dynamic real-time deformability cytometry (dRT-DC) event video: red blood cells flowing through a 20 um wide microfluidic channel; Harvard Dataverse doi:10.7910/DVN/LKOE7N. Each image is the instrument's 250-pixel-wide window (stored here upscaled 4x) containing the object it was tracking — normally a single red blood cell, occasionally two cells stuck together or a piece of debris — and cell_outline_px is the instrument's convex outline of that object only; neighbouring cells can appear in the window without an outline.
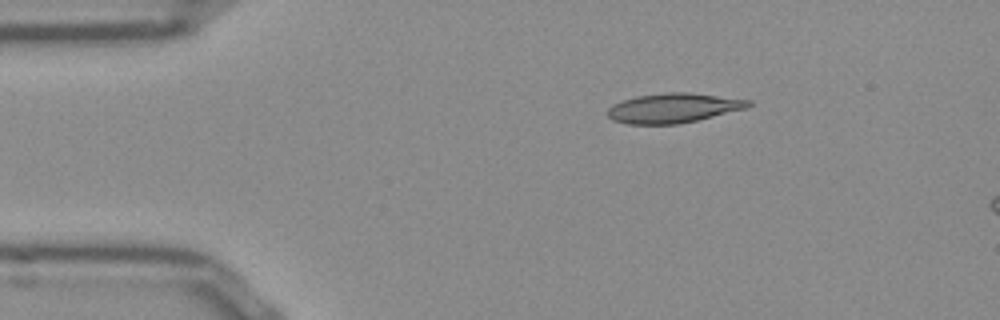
{"species": "Egyptian fruit bat (a non-hibernating species)", "species_latin": "Rousettus aegyptiacus", "temperature_condition": "room temperature", "stored_images_in_passage": 6, "camera_frame_rate_fps": 3000, "um_per_image_px": 0.085, "frame": {"image": 1, "passage_image": 1, "time_ms": 0.0, "image_size_px": [1000, 320], "cell_outline_px": [[752, 104], [744, 108], [696, 120], [676, 124], [628, 124], [612, 120], [608, 116], [608, 108], [612, 104], [636, 96], [668, 92], [688, 92], [752, 100]], "centroid_in_image_um": [57.19, 9.17], "position_along_channel_um": 27.8, "area_um2": 23.99}}